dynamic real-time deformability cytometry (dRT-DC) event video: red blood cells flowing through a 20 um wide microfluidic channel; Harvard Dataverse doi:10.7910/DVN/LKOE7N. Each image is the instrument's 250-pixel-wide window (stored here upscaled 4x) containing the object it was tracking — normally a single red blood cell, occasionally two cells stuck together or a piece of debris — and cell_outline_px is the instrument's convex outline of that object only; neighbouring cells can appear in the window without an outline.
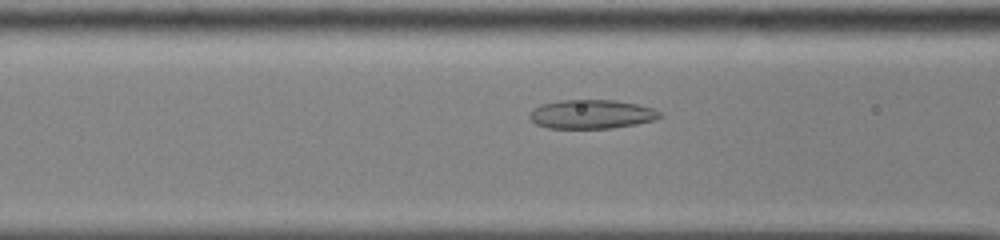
{"species": "common noctule bat (a hibernating species)", "species_latin": "Nyctalus noctula", "temperature_condition": "cold", "stored_images_in_passage": 36, "camera_frame_rate_fps": 3000, "um_per_image_px": 0.085, "animal": {"sex": "male", "body_mass_g": 13.0, "forearm_length_mm": 53.1}, "frame": {"image": 1, "passage_image": 9, "time_ms": 2.667, "image_size_px": [1000, 240], "cell_outline_px": [[664, 116], [652, 120], [636, 124], [612, 128], [548, 128], [536, 124], [528, 116], [532, 108], [540, 104], [560, 100], [616, 100], [636, 104], [652, 108], [660, 112]], "centroid_in_image_um": [50.25, 9.7], "position_along_channel_um": 116.4, "area_um2": 22.02}}
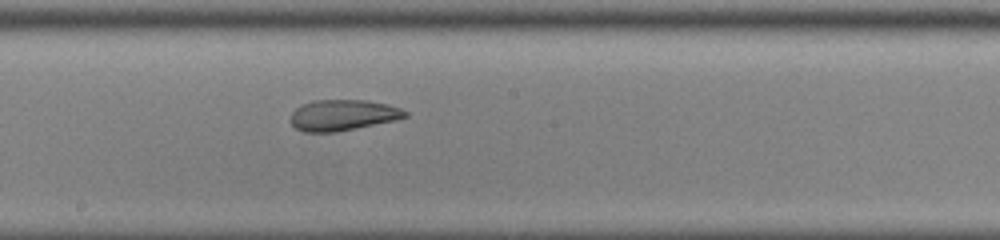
{"frame": {"image": 2, "passage_image": 17, "time_ms": 5.333, "image_size_px": [1000, 240], "cell_outline_px": [[408, 116], [396, 120], [336, 132], [304, 132], [296, 128], [288, 120], [292, 112], [300, 104], [312, 100], [368, 100], [388, 104], [400, 108], [408, 112]], "centroid_in_image_um": [29.11, 9.78], "position_along_channel_um": 219.1, "area_um2": 20.87}}
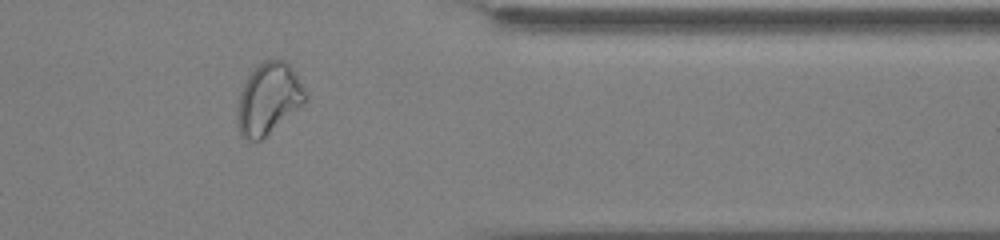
{"frame": {"image": 3, "passage_image": 31, "time_ms": 10.0, "image_size_px": [1000, 240], "cell_outline_px": [[308, 96], [300, 104], [260, 140], [248, 140], [240, 136], [236, 120], [236, 112], [240, 92], [248, 76], [264, 60], [284, 60], [288, 64], [308, 92]], "centroid_in_image_um": [22.77, 8.39], "position_along_channel_um": 388.6, "area_um2": 27.46}}